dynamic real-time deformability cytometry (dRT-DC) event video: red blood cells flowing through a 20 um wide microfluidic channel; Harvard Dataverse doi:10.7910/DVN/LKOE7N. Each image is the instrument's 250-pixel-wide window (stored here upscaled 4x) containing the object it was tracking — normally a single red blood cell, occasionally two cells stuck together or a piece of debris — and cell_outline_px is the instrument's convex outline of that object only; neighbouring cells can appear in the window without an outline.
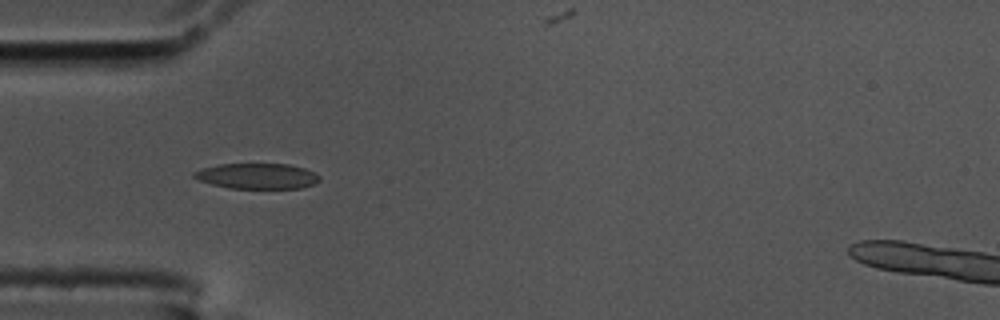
{"species": "common noctule bat (a hibernating species)", "species_latin": "Nyctalus noctula", "temperature_condition": "cold", "stored_images_in_passage": 43, "camera_frame_rate_fps": 3000, "um_per_image_px": 0.085, "animal": {"sex": "male", "body_mass_g": 17.5, "forearm_length_mm": 52.3}, "frame": {"image": 1, "passage_image": 4, "time_ms": 1.0, "image_size_px": [1000, 320], "cell_outline_px": [[320, 180], [312, 184], [300, 188], [228, 188], [212, 184], [200, 180], [192, 176], [192, 172], [204, 168], [220, 164], [288, 164], [304, 168], [320, 176]], "centroid_in_image_um": [21.85, 14.96], "position_along_channel_um": 63.2, "area_um2": 18.44}}
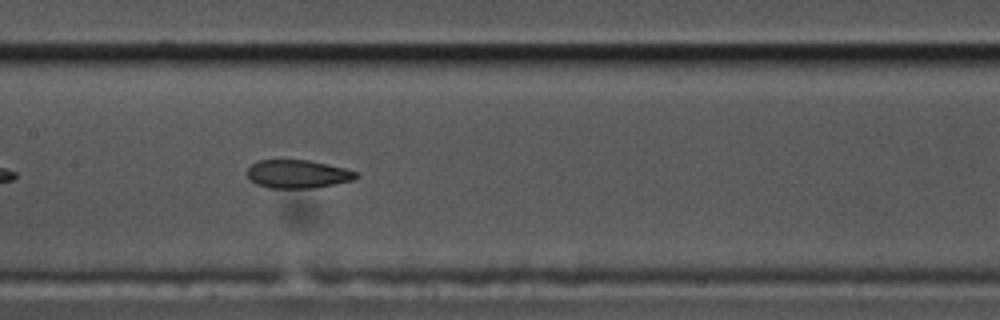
{"frame": {"image": 2, "passage_image": 14, "time_ms": 4.333, "image_size_px": [1000, 320], "cell_outline_px": [[360, 176], [352, 180], [312, 188], [268, 188], [256, 184], [248, 180], [248, 168], [252, 164], [260, 160], [308, 160], [328, 164], [360, 172]], "centroid_in_image_um": [25.3, 14.79], "position_along_channel_um": 182.1, "area_um2": 17.98}}
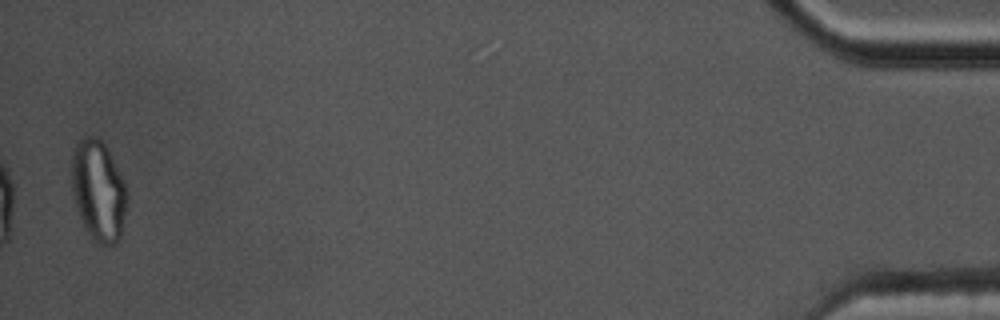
{"frame": {"image": 3, "passage_image": 42, "time_ms": 13.667, "image_size_px": [1000, 320], "cell_outline_px": [[128, 192], [120, 240], [116, 244], [100, 244], [92, 240], [84, 228], [76, 208], [72, 192], [72, 156], [76, 144], [84, 136], [96, 136], [104, 144]], "centroid_in_image_um": [8.34, 16.25], "position_along_channel_um": 426.9, "area_um2": 32.14}, "authors_computed_cell_mechanics": {"area_um2": 19.652, "velocity_mm_per_s": 3.5984, "shape_relaxation_time_tau1_ms": null, "shape_relaxation_time_tau2_ms": 1.8837, "deformation_change_tau1": null, "deformation_change_tau2": 0.0839}}